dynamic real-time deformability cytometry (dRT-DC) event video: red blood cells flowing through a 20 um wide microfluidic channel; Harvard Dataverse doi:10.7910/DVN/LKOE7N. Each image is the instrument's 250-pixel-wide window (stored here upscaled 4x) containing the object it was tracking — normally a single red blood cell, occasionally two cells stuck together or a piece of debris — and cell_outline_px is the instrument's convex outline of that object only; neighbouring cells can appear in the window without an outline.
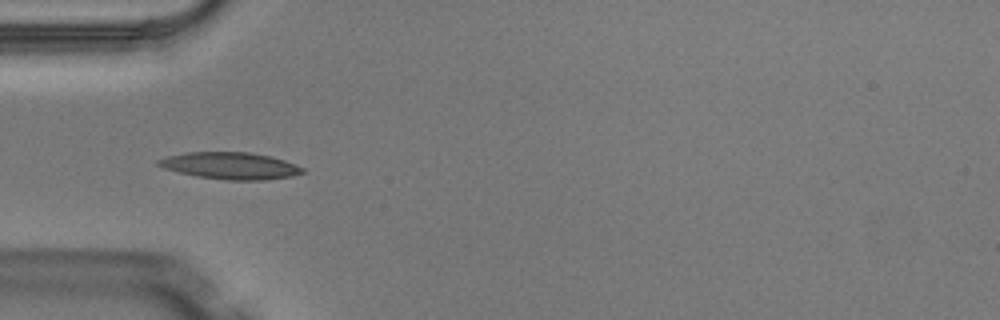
{"species": "Egyptian fruit bat (a non-hibernating species)", "species_latin": "Rousettus aegyptiacus", "temperature_condition": "warm", "stored_images_in_passage": 4, "camera_frame_rate_fps": 3000, "um_per_image_px": 0.085, "animal": {"sex": "male"}, "frame": {"image": 1, "passage_image": 4, "time_ms": 1.0, "image_size_px": [1000, 320], "cell_outline_px": [[304, 172], [292, 176], [264, 180], [224, 180], [196, 176], [164, 168], [156, 164], [156, 160], [168, 156], [184, 152], [248, 152], [268, 156], [284, 160], [296, 164], [304, 168]], "centroid_in_image_um": [19.57, 14.09], "position_along_channel_um": 65.4, "area_um2": 22.54}}